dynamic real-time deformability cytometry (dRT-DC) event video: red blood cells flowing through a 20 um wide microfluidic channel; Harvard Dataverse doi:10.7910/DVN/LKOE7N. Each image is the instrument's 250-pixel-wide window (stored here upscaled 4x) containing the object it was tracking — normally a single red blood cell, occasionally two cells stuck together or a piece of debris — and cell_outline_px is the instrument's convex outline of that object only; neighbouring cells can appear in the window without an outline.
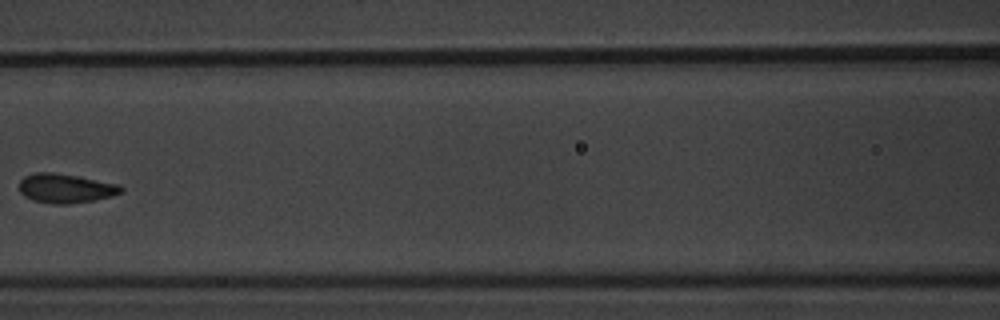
{"species": "common noctule bat (a hibernating species)", "species_latin": "Nyctalus noctula", "temperature_condition": "warm", "stored_images_in_passage": 10, "camera_frame_rate_fps": 3000, "um_per_image_px": 0.085, "animal": {"sex": "male", "body_mass_g": 20.1, "forearm_length_mm": 53.5}, "frame": {"image": 1, "passage_image": 9, "time_ms": 10.333, "image_size_px": [1000, 320], "cell_outline_px": [[124, 192], [112, 196], [96, 200], [68, 204], [52, 204], [32, 200], [24, 196], [20, 192], [20, 180], [24, 176], [36, 172], [52, 172], [76, 176], [120, 184], [124, 188]], "centroid_in_image_um": [5.6, 16.01], "position_along_channel_um": 161.0, "area_um2": 17.51}}
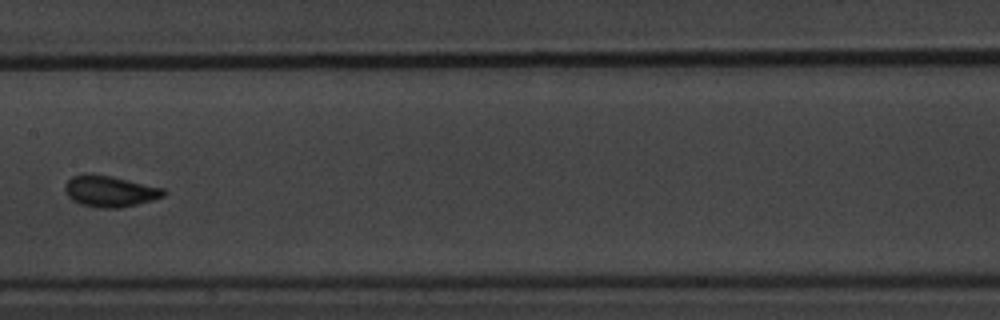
{"frame": {"image": 2, "passage_image": 10, "time_ms": 11.333, "image_size_px": [1000, 320], "cell_outline_px": [[168, 192], [164, 196], [152, 200], [120, 208], [100, 208], [80, 204], [72, 200], [68, 196], [64, 188], [64, 184], [72, 176], [88, 172], [112, 176], [164, 188]], "centroid_in_image_um": [9.33, 16.24], "position_along_channel_um": 198.1, "area_um2": 18.15}}